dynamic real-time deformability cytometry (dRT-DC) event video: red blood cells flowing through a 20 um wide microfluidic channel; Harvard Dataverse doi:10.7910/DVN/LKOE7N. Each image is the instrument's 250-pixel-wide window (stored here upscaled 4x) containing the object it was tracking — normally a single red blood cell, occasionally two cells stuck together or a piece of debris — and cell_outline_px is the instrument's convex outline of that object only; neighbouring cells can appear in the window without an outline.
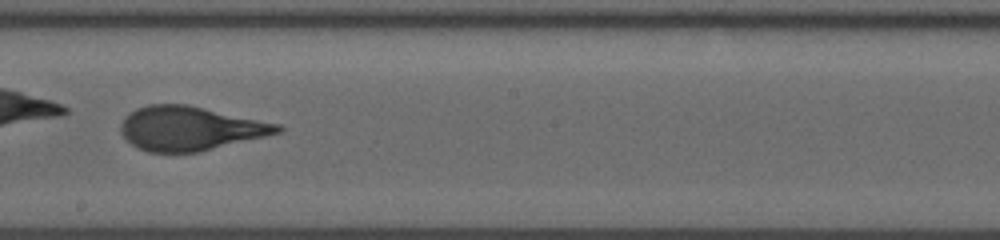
{"species": "human", "species_latin": "Homo sapiens", "temperature_condition": "room temperature", "stored_images_in_passage": 37, "camera_frame_rate_fps": 3000, "um_per_image_px": 0.085, "donor": {"sex": "male"}, "frame": {"image": 1, "passage_image": 22, "time_ms": 7.0, "image_size_px": [1000, 240], "cell_outline_px": [[284, 128], [280, 132], [200, 152], [148, 152], [132, 144], [120, 132], [120, 124], [124, 116], [136, 108], [148, 104], [188, 104], [280, 124]], "centroid_in_image_um": [16.13, 10.9], "position_along_channel_um": 232.1, "area_um2": 40.17}, "authors_computed_cell_mechanics": {"area_um2": 40.1132, "velocity_mm_per_s": 3.7485, "shape_relaxation_time_tau1_ms": 4.885, "shape_relaxation_time_tau2_ms": 0.8252, "deformation_change_tau1": 0.2218, "deformation_change_tau2": 0.0779}}